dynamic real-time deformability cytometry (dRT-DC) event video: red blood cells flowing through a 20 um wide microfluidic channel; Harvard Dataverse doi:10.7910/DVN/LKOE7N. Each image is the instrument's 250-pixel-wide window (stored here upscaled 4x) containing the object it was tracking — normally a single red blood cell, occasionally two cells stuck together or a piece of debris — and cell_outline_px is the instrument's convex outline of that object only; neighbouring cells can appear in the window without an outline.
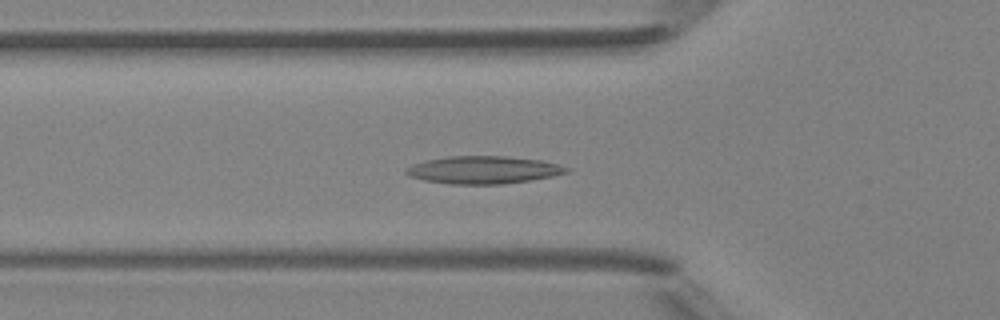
{"species": "Egyptian fruit bat (a non-hibernating species)", "species_latin": "Rousettus aegyptiacus", "temperature_condition": "room temperature", "stored_images_in_passage": 45, "camera_frame_rate_fps": 3000, "um_per_image_px": 0.085, "animal": {"sex": "female"}, "frame": {"image": 1, "passage_image": 12, "time_ms": 3.667, "image_size_px": [1000, 320], "cell_outline_px": [[568, 172], [552, 176], [528, 180], [500, 184], [448, 184], [424, 180], [408, 176], [404, 172], [412, 164], [428, 160], [448, 156], [504, 156], [540, 160], [556, 164], [568, 168]], "centroid_in_image_um": [41.04, 14.44], "position_along_channel_um": 84.8, "area_um2": 25.49}}
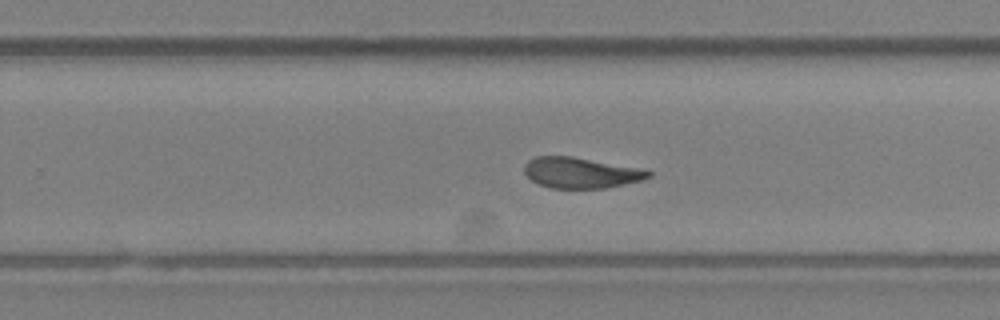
{"frame": {"image": 2, "passage_image": 26, "time_ms": 8.333, "image_size_px": [1000, 320], "cell_outline_px": [[652, 176], [640, 180], [624, 184], [604, 188], [552, 188], [536, 184], [524, 172], [524, 164], [528, 160], [536, 156], [572, 156], [636, 168], [652, 172]], "centroid_in_image_um": [49.3, 14.68], "position_along_channel_um": 280.5, "area_um2": 21.96}}
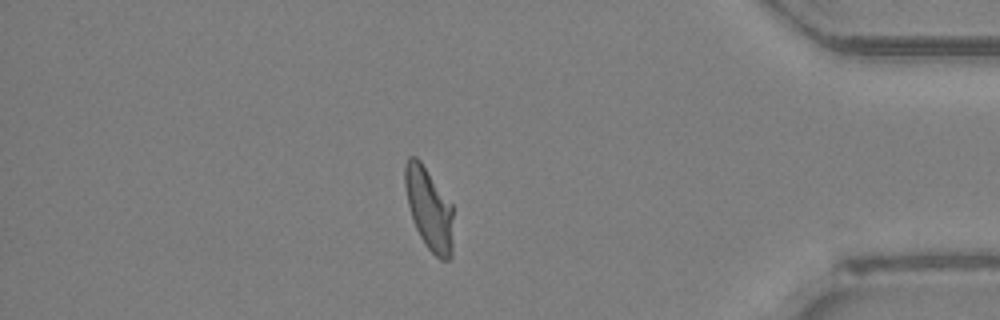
{"frame": {"image": 3, "passage_image": 37, "time_ms": 12.0, "image_size_px": [1000, 320], "cell_outline_px": [[452, 256], [448, 260], [440, 260], [424, 244], [412, 220], [408, 204], [404, 184], [404, 164], [408, 156], [416, 156], [420, 160], [452, 204]], "centroid_in_image_um": [36.45, 17.73], "position_along_channel_um": 398.8, "area_um2": 23.18}, "authors_computed_cell_mechanics": {"area_um2": 23.3512, "velocity_mm_per_s": 4.2001, "shape_relaxation_time_tau1_ms": null, "shape_relaxation_time_tau2_ms": 3.6564, "deformation_change_tau1": null, "deformation_change_tau2": 0.0808}}